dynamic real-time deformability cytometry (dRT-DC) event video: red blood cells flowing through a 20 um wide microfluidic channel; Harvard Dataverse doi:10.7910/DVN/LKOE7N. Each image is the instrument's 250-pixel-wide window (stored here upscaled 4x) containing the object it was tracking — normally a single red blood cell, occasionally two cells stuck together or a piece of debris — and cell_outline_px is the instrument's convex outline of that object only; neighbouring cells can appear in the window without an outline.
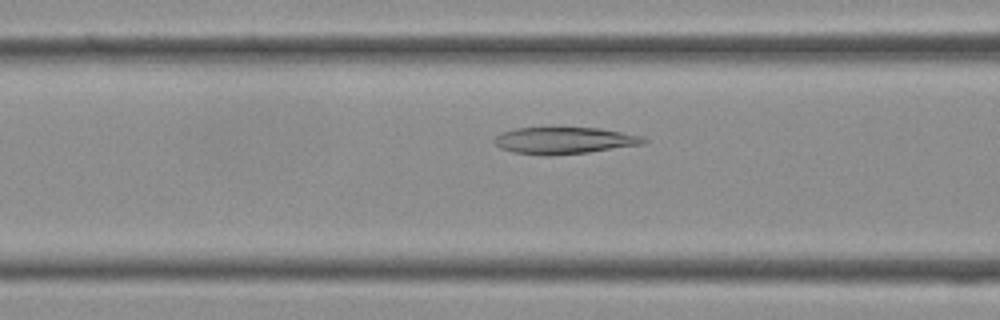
{"species": "Egyptian fruit bat (a non-hibernating species)", "species_latin": "Rousettus aegyptiacus", "temperature_condition": "cold", "stored_images_in_passage": 38, "camera_frame_rate_fps": 3000, "um_per_image_px": 0.085, "frame": {"image": 1, "passage_image": 15, "time_ms": 4.667, "image_size_px": [1000, 320], "cell_outline_px": [[648, 140], [644, 144], [588, 152], [552, 156], [544, 156], [512, 152], [500, 148], [492, 140], [500, 132], [516, 128], [600, 128], [644, 136]], "centroid_in_image_um": [47.95, 11.95], "position_along_channel_um": 118.7, "area_um2": 23.47}}
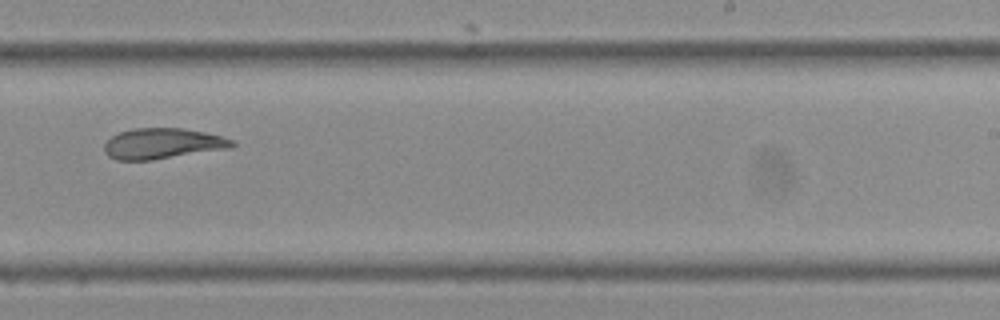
{"frame": {"image": 2, "passage_image": 24, "time_ms": 7.667, "image_size_px": [1000, 320], "cell_outline_px": [[236, 144], [232, 148], [152, 160], [116, 160], [108, 156], [104, 152], [104, 144], [112, 136], [120, 132], [132, 128], [184, 128], [204, 132], [236, 140]], "centroid_in_image_um": [13.84, 12.2], "position_along_channel_um": 275.2, "area_um2": 23.0}}
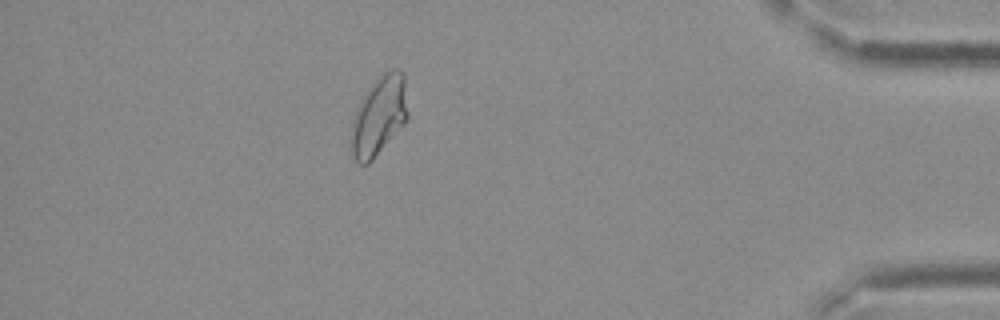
{"frame": {"image": 3, "passage_image": 34, "time_ms": 11.0, "image_size_px": [1000, 320], "cell_outline_px": [[408, 120], [372, 160], [368, 164], [356, 164], [348, 148], [348, 140], [352, 120], [360, 100], [364, 92], [384, 72], [392, 68], [400, 68], [404, 72], [408, 112]], "centroid_in_image_um": [32.18, 9.87], "position_along_channel_um": 403.0, "area_um2": 26.93}}